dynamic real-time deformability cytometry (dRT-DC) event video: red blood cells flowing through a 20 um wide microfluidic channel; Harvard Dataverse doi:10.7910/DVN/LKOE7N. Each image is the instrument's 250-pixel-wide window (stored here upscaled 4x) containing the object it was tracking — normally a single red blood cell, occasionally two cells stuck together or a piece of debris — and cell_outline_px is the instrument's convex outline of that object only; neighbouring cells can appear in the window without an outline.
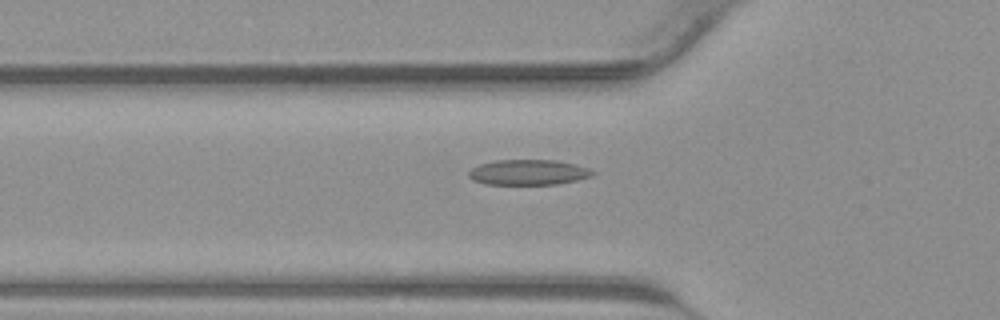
{"species": "common noctule bat (a hibernating species)", "species_latin": "Nyctalus noctula", "temperature_condition": "warm", "stored_images_in_passage": 42, "camera_frame_rate_fps": 3000, "um_per_image_px": 0.085, "animal": {"sex": "male", "body_mass_g": 23.1, "forearm_length_mm": 52.7}, "frame": {"image": 1, "passage_image": 14, "time_ms": 4.333, "image_size_px": [1000, 320], "cell_outline_px": [[596, 172], [592, 176], [576, 180], [556, 184], [484, 184], [472, 180], [468, 176], [468, 172], [472, 168], [480, 164], [496, 160], [556, 160], [576, 164], [588, 168]], "centroid_in_image_um": [44.9, 14.64], "position_along_channel_um": 80.9, "area_um2": 18.32}}
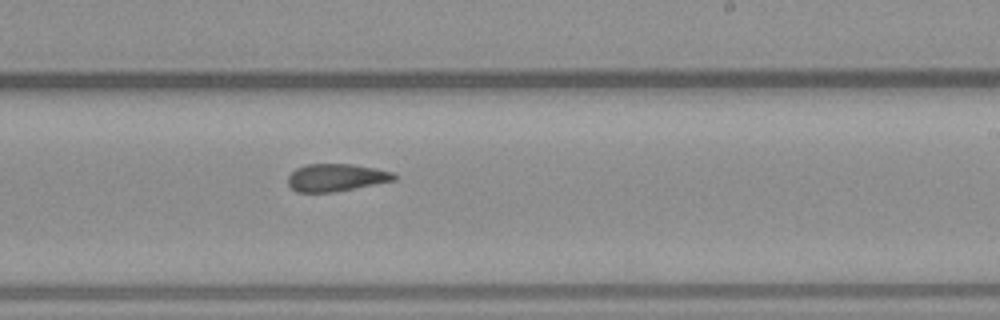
{"frame": {"image": 2, "passage_image": 25, "time_ms": 8.0, "image_size_px": [1000, 320], "cell_outline_px": [[396, 180], [336, 192], [296, 192], [288, 184], [288, 176], [296, 168], [304, 164], [352, 164], [376, 168], [392, 172], [396, 176]], "centroid_in_image_um": [28.56, 15.09], "position_along_channel_um": 260.4, "area_um2": 17.11}}
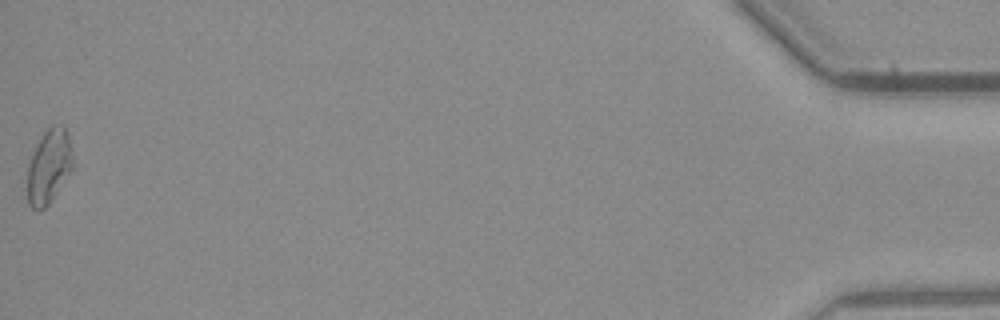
{"frame": {"image": 3, "passage_image": 42, "time_ms": 13.667, "image_size_px": [1000, 320], "cell_outline_px": [[72, 172], [48, 204], [44, 208], [32, 208], [28, 204], [28, 164], [44, 132], [52, 124], [64, 124], [68, 132], [72, 156]], "centroid_in_image_um": [4.19, 14.12], "position_along_channel_um": 431.0, "area_um2": 19.42}}